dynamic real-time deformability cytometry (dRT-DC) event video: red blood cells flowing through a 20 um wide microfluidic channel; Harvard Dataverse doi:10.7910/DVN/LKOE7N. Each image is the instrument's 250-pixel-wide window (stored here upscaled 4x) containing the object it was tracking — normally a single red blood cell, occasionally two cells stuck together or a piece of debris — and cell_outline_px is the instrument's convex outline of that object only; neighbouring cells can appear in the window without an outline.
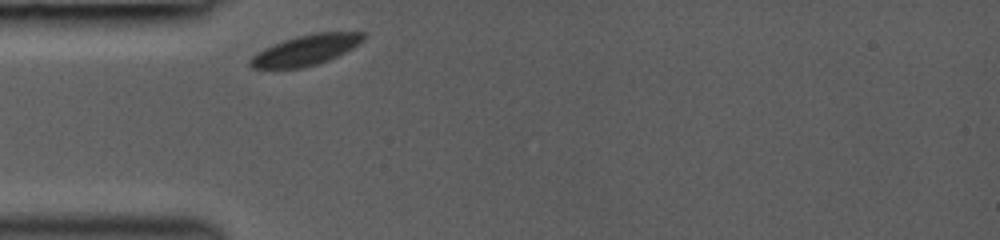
{"species": "common noctule bat (a hibernating species)", "species_latin": "Nyctalus noctula", "temperature_condition": "room temperature", "stored_images_in_passage": 28, "camera_frame_rate_fps": 3000, "um_per_image_px": 0.085, "animal": {"sex": "female", "body_mass_g": 19.0, "forearm_length_mm": 53.3}, "frame": {"image": 1, "passage_image": 1, "time_ms": 0.0, "image_size_px": [1000, 240], "cell_outline_px": [[368, 36], [364, 40], [352, 48], [328, 60], [304, 68], [252, 68], [248, 64], [248, 60], [256, 52], [272, 44], [296, 36], [316, 32], [364, 32]], "centroid_in_image_um": [25.98, 4.25], "position_along_channel_um": 59.0, "area_um2": 20.11}}
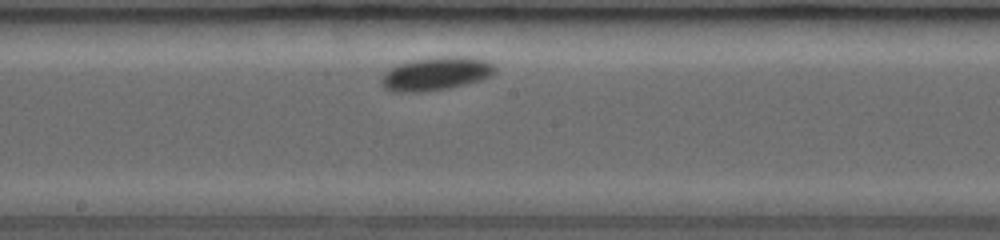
{"frame": {"image": 2, "passage_image": 13, "time_ms": 4.0, "image_size_px": [1000, 240], "cell_outline_px": [[496, 68], [488, 76], [480, 80], [448, 88], [424, 92], [392, 92], [384, 88], [380, 84], [380, 80], [384, 72], [400, 64], [416, 60], [440, 56], [464, 56], [488, 60], [496, 64]], "centroid_in_image_um": [37.05, 6.27], "position_along_channel_um": 211.2, "area_um2": 22.02}}
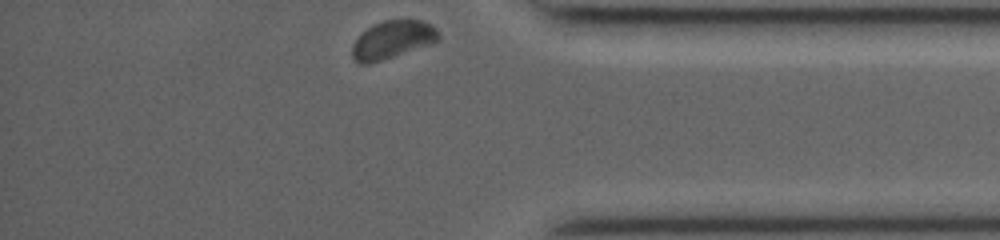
{"frame": {"image": 3, "passage_image": 28, "time_ms": 9.0, "image_size_px": [1000, 240], "cell_outline_px": [[440, 40], [432, 44], [368, 64], [360, 64], [352, 56], [352, 44], [372, 24], [384, 20], [424, 20], [432, 24], [440, 32]], "centroid_in_image_um": [33.42, 3.36], "position_along_channel_um": 401.8, "area_um2": 19.07}}